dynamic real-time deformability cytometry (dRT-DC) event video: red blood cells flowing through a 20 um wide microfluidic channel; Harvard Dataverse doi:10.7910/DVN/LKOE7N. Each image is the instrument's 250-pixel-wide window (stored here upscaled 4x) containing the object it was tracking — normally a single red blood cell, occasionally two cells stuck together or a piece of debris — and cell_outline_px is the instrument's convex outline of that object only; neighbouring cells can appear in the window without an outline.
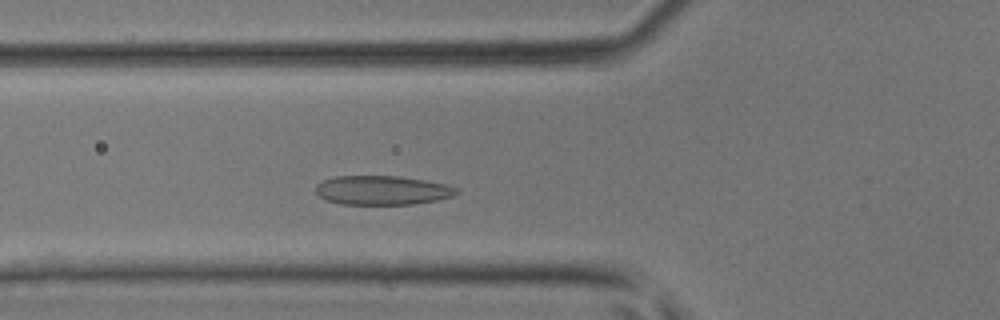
{"species": "common noctule bat (a hibernating species)", "species_latin": "Nyctalus noctula", "temperature_condition": "room temperature", "stored_images_in_passage": 39, "camera_frame_rate_fps": 3000, "um_per_image_px": 0.085, "animal": {"sex": "male", "body_mass_g": 17.9, "forearm_length_mm": 54.2}, "frame": {"image": 1, "passage_image": 10, "time_ms": 3.0, "image_size_px": [1000, 320], "cell_outline_px": [[460, 192], [456, 196], [436, 200], [412, 204], [340, 204], [328, 200], [320, 196], [316, 192], [316, 184], [324, 180], [336, 176], [400, 176], [448, 184], [460, 188]], "centroid_in_image_um": [32.56, 16.17], "position_along_channel_um": 93.2, "area_um2": 24.04}}
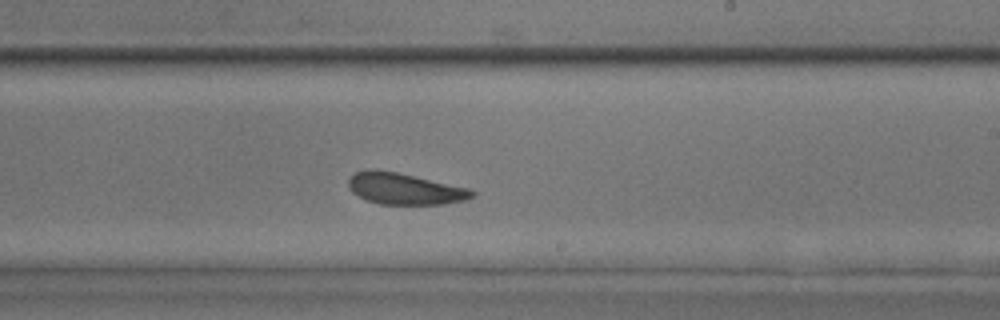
{"frame": {"image": 2, "passage_image": 21, "time_ms": 6.667, "image_size_px": [1000, 320], "cell_outline_px": [[476, 196], [464, 200], [444, 204], [380, 204], [368, 200], [352, 192], [348, 184], [348, 176], [356, 172], [372, 168], [376, 168], [396, 172], [468, 188], [476, 192]], "centroid_in_image_um": [34.38, 16.03], "position_along_channel_um": 254.6, "area_um2": 22.54}}
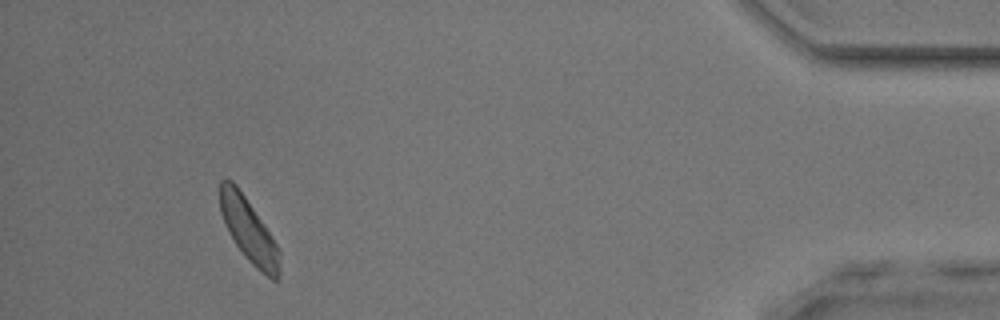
{"frame": {"image": 3, "passage_image": 36, "time_ms": 11.667, "image_size_px": [1000, 320], "cell_outline_px": [[280, 280], [272, 280], [260, 272], [248, 260], [236, 244], [228, 232], [224, 224], [220, 212], [220, 180], [232, 180], [236, 184], [276, 244], [280, 252]], "centroid_in_image_um": [21.14, 19.63], "position_along_channel_um": 414.1, "area_um2": 21.79}}